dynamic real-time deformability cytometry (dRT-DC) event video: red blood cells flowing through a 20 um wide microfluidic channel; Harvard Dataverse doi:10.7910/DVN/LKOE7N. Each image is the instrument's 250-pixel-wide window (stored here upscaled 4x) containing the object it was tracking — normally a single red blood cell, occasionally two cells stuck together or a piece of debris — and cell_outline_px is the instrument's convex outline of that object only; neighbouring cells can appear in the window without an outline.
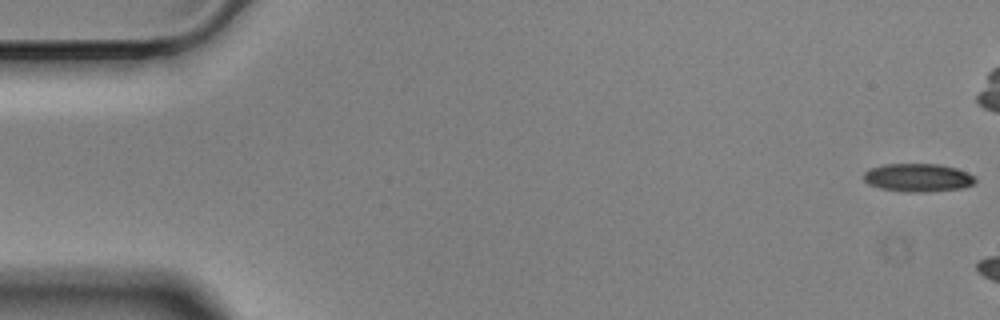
{"species": "Egyptian fruit bat (a non-hibernating species)", "species_latin": "Rousettus aegyptiacus", "temperature_condition": "cold", "stored_images_in_passage": 11, "camera_frame_rate_fps": 3000, "um_per_image_px": 0.085, "animal": {"sex": "male"}, "frame": {"image": 1, "passage_image": 1, "time_ms": 0.0, "image_size_px": [1000, 320], "cell_outline_px": [[976, 180], [972, 184], [964, 188], [928, 192], [904, 192], [880, 188], [868, 184], [864, 180], [864, 172], [872, 168], [884, 164], [940, 164], [956, 168], [968, 172], [976, 176]], "centroid_in_image_um": [78.05, 15.1], "position_along_channel_um": 6.9, "area_um2": 18.5}}